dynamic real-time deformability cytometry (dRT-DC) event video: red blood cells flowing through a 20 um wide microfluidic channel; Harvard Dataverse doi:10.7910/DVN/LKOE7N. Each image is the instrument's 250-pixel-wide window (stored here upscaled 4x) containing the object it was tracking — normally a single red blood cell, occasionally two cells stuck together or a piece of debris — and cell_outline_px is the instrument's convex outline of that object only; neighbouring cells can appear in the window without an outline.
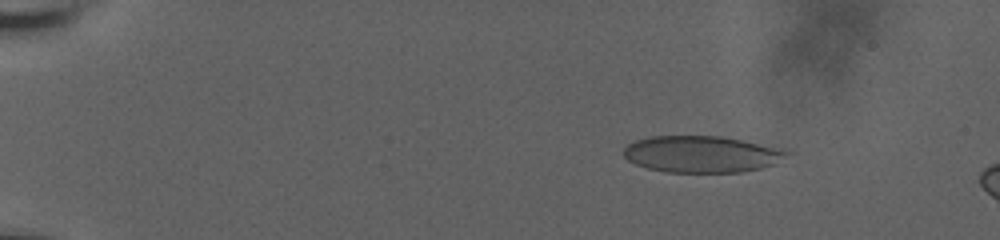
{"species": "human", "species_latin": "Homo sapiens", "temperature_condition": "room temperature", "stored_images_in_passage": 18, "camera_frame_rate_fps": 3000, "um_per_image_px": 0.085, "donor": {"sex": "male"}, "frame": {"image": 1, "passage_image": 8, "time_ms": 3.0, "image_size_px": [1000, 240], "cell_outline_px": [[792, 152], [776, 164], [760, 168], [740, 172], [668, 172], [648, 168], [636, 164], [628, 160], [624, 156], [624, 148], [628, 144], [636, 140], [652, 136], [720, 136], [788, 148]], "centroid_in_image_um": [59.72, 13.09], "position_along_channel_um": 25.3, "area_um2": 35.08}}